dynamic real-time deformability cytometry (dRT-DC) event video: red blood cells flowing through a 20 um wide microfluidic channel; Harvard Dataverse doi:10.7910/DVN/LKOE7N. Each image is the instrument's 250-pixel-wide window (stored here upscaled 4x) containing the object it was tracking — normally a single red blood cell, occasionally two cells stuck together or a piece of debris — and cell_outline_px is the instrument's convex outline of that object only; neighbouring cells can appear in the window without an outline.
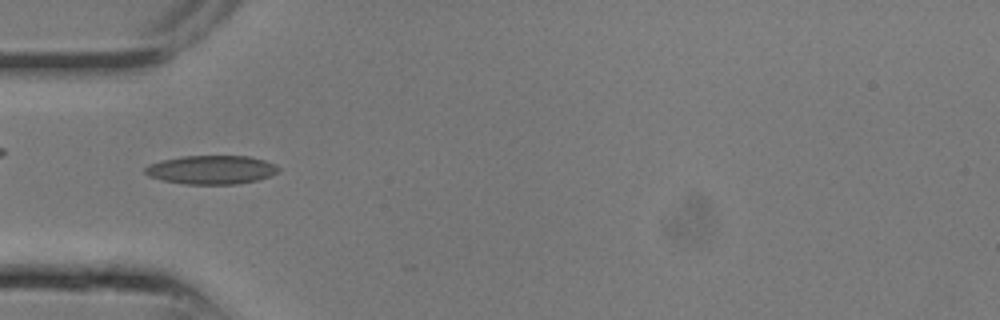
{"species": "common noctule bat (a hibernating species)", "species_latin": "Nyctalus noctula", "temperature_condition": "room temperature", "stored_images_in_passage": 3, "camera_frame_rate_fps": 3000, "um_per_image_px": 0.085, "animal": {"sex": "male", "body_mass_g": 13.3}, "frame": {"image": 1, "passage_image": 2, "time_ms": 0.333, "image_size_px": [1000, 320], "cell_outline_px": [[280, 168], [276, 172], [268, 176], [256, 180], [236, 184], [184, 184], [160, 180], [148, 176], [144, 172], [144, 168], [148, 164], [160, 160], [180, 156], [248, 156], [264, 160]], "centroid_in_image_um": [17.87, 14.43], "position_along_channel_um": 67.1, "area_um2": 22.31}}